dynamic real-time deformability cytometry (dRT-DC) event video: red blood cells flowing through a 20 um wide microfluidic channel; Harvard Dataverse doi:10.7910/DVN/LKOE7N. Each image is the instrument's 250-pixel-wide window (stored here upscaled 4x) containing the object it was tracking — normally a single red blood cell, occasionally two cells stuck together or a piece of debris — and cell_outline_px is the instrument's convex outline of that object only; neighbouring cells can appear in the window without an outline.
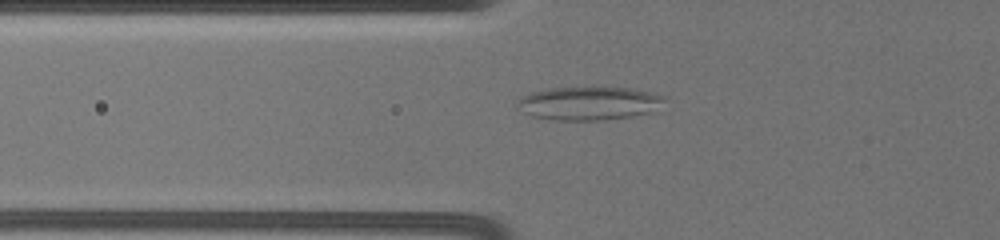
{"species": "common noctule bat (a hibernating species)", "species_latin": "Nyctalus noctula", "temperature_condition": "warm", "stored_images_in_passage": 47, "camera_frame_rate_fps": 3000, "um_per_image_px": 0.085, "animal": {"sex": "female", "body_mass_g": 19.5, "forearm_length_mm": 54.1}, "frame": {"image": 1, "passage_image": 21, "time_ms": 9.0, "image_size_px": [1000, 240], "cell_outline_px": [[664, 100], [656, 112], [632, 116], [604, 120], [548, 120], [532, 116], [516, 108], [516, 100], [532, 92], [552, 88], [636, 88], [664, 96]], "centroid_in_image_um": [50.07, 8.8], "position_along_channel_um": 75.7, "area_um2": 28.78}}
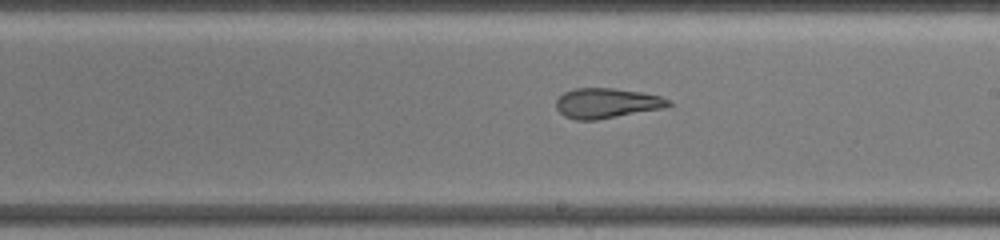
{"frame": {"image": 2, "passage_image": 32, "time_ms": 13.667, "image_size_px": [1000, 240], "cell_outline_px": [[672, 104], [664, 108], [596, 120], [576, 120], [564, 116], [556, 108], [556, 100], [564, 92], [576, 88], [612, 88], [640, 92], [660, 96], [668, 100]], "centroid_in_image_um": [51.54, 8.77], "position_along_channel_um": 237.5, "area_um2": 19.54}}
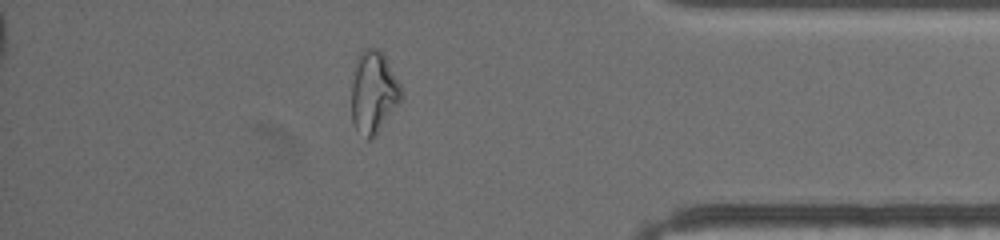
{"frame": {"image": 3, "passage_image": 42, "time_ms": 19.0, "image_size_px": [1000, 240], "cell_outline_px": [[404, 96], [376, 136], [372, 140], [368, 140], [356, 132], [352, 120], [352, 80], [356, 56], [364, 48], [376, 48], [384, 56], [400, 84], [404, 92]], "centroid_in_image_um": [31.74, 7.89], "position_along_channel_um": 403.5, "area_um2": 24.16}, "authors_computed_cell_mechanics": {"area_um2": 27.6284, "velocity_mm_per_s": 3.5046, "shape_relaxation_time_tau1_ms": null, "shape_relaxation_time_tau2_ms": 1.8186, "deformation_change_tau1": null, "deformation_change_tau2": 0.0991}}